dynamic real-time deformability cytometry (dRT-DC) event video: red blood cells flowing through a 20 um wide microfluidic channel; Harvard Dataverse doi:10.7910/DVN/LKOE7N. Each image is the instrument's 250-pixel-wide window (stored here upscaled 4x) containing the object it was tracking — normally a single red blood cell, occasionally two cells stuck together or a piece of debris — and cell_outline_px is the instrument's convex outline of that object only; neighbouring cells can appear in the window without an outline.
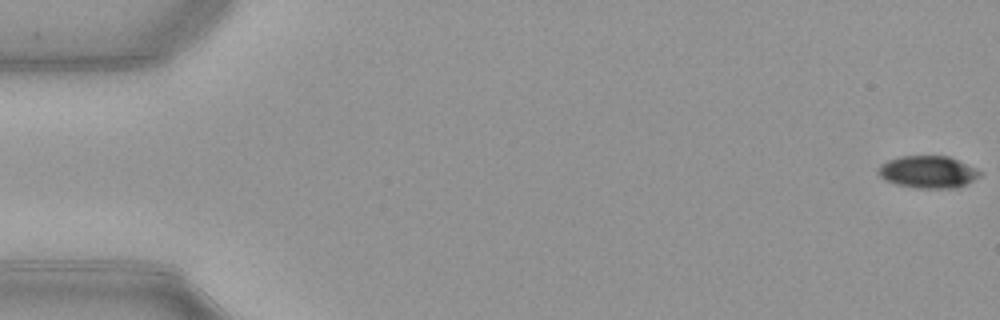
{"species": "common noctule bat (a hibernating species)", "species_latin": "Nyctalus noctula", "temperature_condition": "warm", "stored_images_in_passage": 50, "camera_frame_rate_fps": 3000, "um_per_image_px": 0.085, "animal": {"sex": "female", "body_mass_g": 21.9}, "frame": {"image": 1, "passage_image": 1, "time_ms": 0.0, "image_size_px": [1000, 320], "cell_outline_px": [[984, 172], [980, 176], [956, 188], [916, 188], [896, 184], [884, 180], [876, 172], [876, 168], [880, 164], [888, 160], [900, 156], [948, 156], [976, 168]], "centroid_in_image_um": [78.84, 14.61], "position_along_channel_um": 6.2, "area_um2": 19.19}}
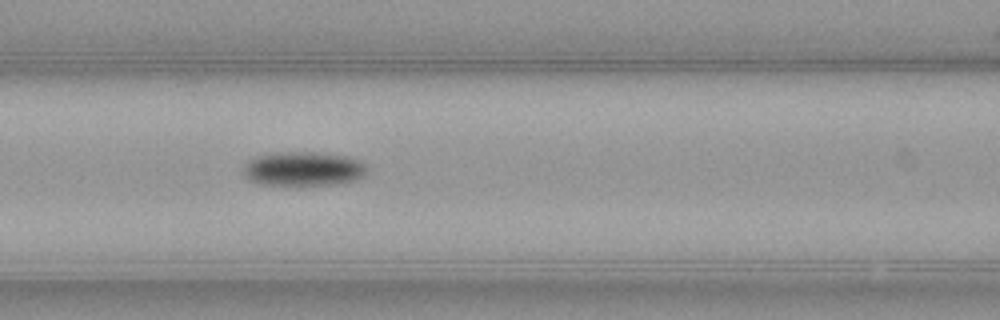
{"frame": {"image": 2, "passage_image": 23, "time_ms": 7.333, "image_size_px": [1000, 320], "cell_outline_px": [[368, 172], [364, 176], [356, 180], [344, 184], [300, 188], [256, 184], [248, 180], [244, 176], [244, 164], [248, 160], [256, 156], [276, 152], [312, 152], [348, 156], [360, 160], [368, 168]], "centroid_in_image_um": [25.79, 14.41], "position_along_channel_um": 140.8, "area_um2": 26.18}}
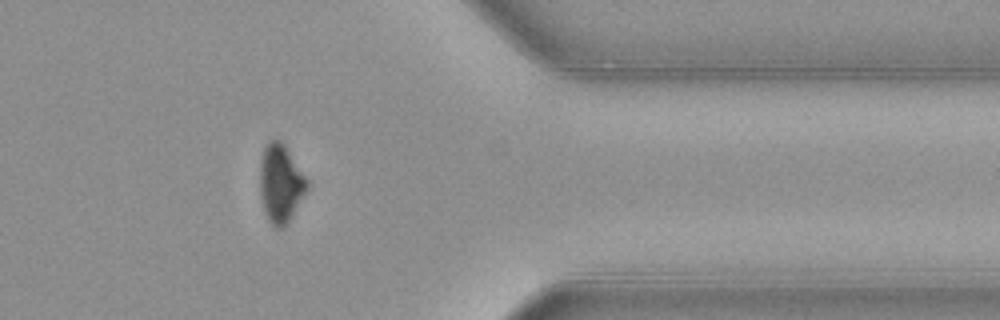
{"frame": {"image": 3, "passage_image": 43, "time_ms": 14.0, "image_size_px": [1000, 320], "cell_outline_px": [[308, 188], [304, 196], [292, 216], [280, 228], [276, 228], [268, 220], [264, 212], [260, 196], [260, 160], [264, 148], [268, 140], [280, 140], [284, 144], [308, 180]], "centroid_in_image_um": [23.84, 15.58], "position_along_channel_um": 387.6, "area_um2": 21.39}, "authors_computed_cell_mechanics": {"area_um2": 22.4264, "velocity_mm_per_s": 3.9695, "shape_relaxation_time_tau1_ms": 2.5953, "shape_relaxation_time_tau2_ms": null, "deformation_change_tau1": 0.128, "deformation_change_tau2": null}}